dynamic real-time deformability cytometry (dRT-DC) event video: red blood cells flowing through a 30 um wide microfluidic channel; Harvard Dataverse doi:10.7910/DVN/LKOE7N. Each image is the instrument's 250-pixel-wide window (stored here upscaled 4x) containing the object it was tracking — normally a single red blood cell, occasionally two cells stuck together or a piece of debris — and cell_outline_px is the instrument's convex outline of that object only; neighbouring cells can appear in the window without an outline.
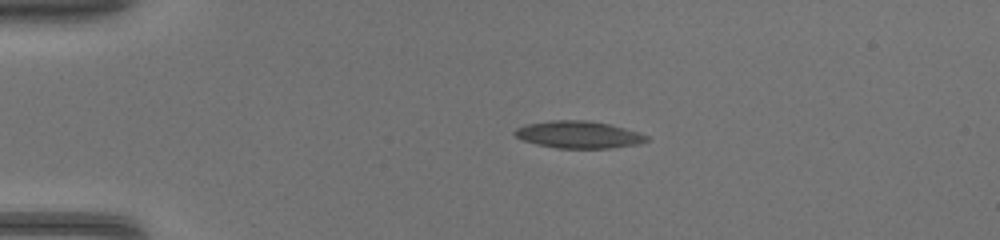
{"species": "common noctule bat (a hibernating species)", "species_latin": "Nyctalus noctula", "temperature_condition": "warm", "stored_images_in_passage": 37, "camera_frame_rate_fps": 3000, "um_per_image_px": 0.085, "animal": {"sex": "female", "body_mass_g": 17.0, "forearm_length_mm": 48.0}, "frame": {"image": 1, "passage_image": 1, "time_ms": 0.0, "image_size_px": [1000, 240], "cell_outline_px": [[648, 140], [640, 144], [612, 148], [556, 148], [536, 144], [524, 140], [516, 136], [512, 132], [516, 128], [528, 124], [552, 120], [588, 120], [608, 124], [640, 132], [648, 136]], "centroid_in_image_um": [49.2, 11.45], "position_along_channel_um": 35.8, "area_um2": 20.87}}
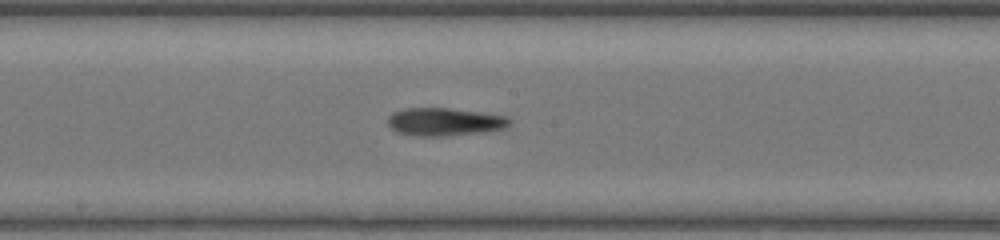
{"frame": {"image": 2, "passage_image": 16, "time_ms": 5.0, "image_size_px": [1000, 240], "cell_outline_px": [[512, 120], [504, 128], [484, 132], [444, 136], [420, 136], [396, 132], [388, 124], [388, 116], [392, 112], [404, 108], [448, 108], [504, 116]], "centroid_in_image_um": [37.73, 10.36], "position_along_channel_um": 210.5, "area_um2": 19.59}}
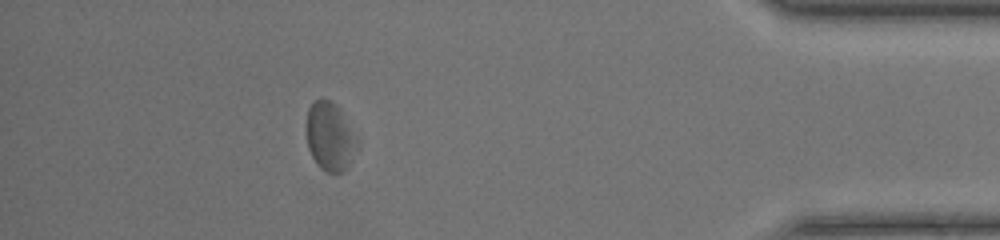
{"frame": {"image": 3, "passage_image": 32, "time_ms": 10.333, "image_size_px": [1000, 240], "cell_outline_px": [[360, 148], [352, 160], [340, 172], [328, 172], [320, 168], [316, 164], [308, 148], [308, 108], [316, 100], [328, 100], [340, 108], [360, 140]], "centroid_in_image_um": [28.12, 11.63], "position_along_channel_um": 407.1, "area_um2": 20.23}}